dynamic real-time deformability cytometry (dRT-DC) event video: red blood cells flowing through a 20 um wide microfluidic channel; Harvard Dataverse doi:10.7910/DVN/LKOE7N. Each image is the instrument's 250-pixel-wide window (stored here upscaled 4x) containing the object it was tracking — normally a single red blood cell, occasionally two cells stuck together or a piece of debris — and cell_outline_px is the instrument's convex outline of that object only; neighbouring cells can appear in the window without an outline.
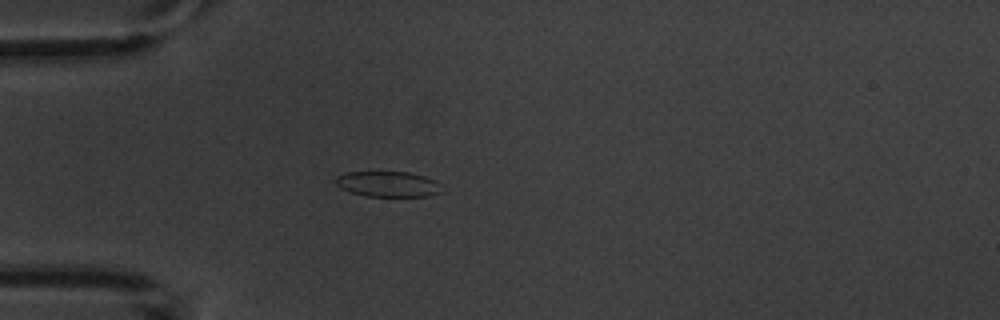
{"species": "common noctule bat (a hibernating species)", "species_latin": "Nyctalus noctula", "temperature_condition": "warm", "stored_images_in_passage": 5, "camera_frame_rate_fps": 3000, "um_per_image_px": 0.085, "animal": {"sex": "male", "body_mass_g": 20.1, "forearm_length_mm": 53.5}, "frame": {"image": 1, "passage_image": 4, "time_ms": 3.667, "image_size_px": [1000, 320], "cell_outline_px": [[440, 192], [428, 196], [368, 196], [352, 192], [340, 188], [336, 184], [336, 176], [344, 172], [408, 172], [424, 176], [436, 180]], "centroid_in_image_um": [32.93, 15.64], "position_along_channel_um": 52.1, "area_um2": 15.55}}